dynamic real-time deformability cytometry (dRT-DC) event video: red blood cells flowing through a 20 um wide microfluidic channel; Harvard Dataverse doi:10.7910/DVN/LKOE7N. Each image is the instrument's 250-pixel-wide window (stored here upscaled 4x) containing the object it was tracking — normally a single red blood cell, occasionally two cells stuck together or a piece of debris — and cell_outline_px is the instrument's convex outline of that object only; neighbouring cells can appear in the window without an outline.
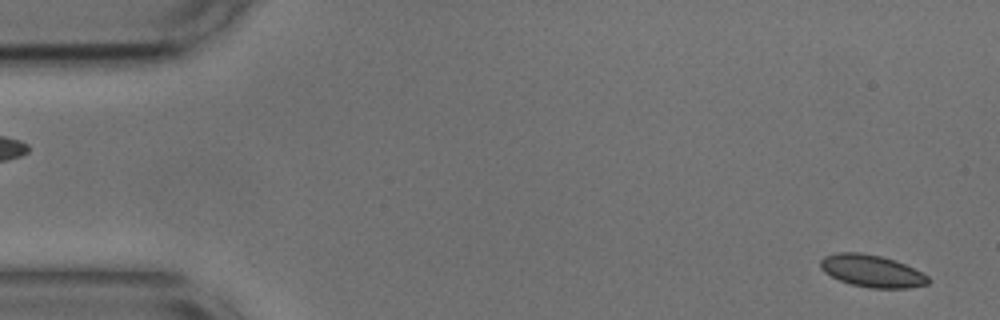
{"species": "common noctule bat (a hibernating species)", "species_latin": "Nyctalus noctula", "temperature_condition": "cold", "stored_images_in_passage": 7, "camera_frame_rate_fps": 3000, "um_per_image_px": 0.085, "animal": {"sex": "male", "body_mass_g": 17.9, "forearm_length_mm": 54.2}, "frame": {"image": 1, "passage_image": 2, "time_ms": 0.333, "image_size_px": [1000, 320], "cell_outline_px": [[928, 284], [908, 288], [868, 288], [852, 284], [840, 280], [824, 272], [820, 268], [820, 260], [824, 256], [836, 252], [860, 252], [880, 256], [904, 264], [928, 276]], "centroid_in_image_um": [74.06, 23.03], "position_along_channel_um": 10.9, "area_um2": 20.0}}